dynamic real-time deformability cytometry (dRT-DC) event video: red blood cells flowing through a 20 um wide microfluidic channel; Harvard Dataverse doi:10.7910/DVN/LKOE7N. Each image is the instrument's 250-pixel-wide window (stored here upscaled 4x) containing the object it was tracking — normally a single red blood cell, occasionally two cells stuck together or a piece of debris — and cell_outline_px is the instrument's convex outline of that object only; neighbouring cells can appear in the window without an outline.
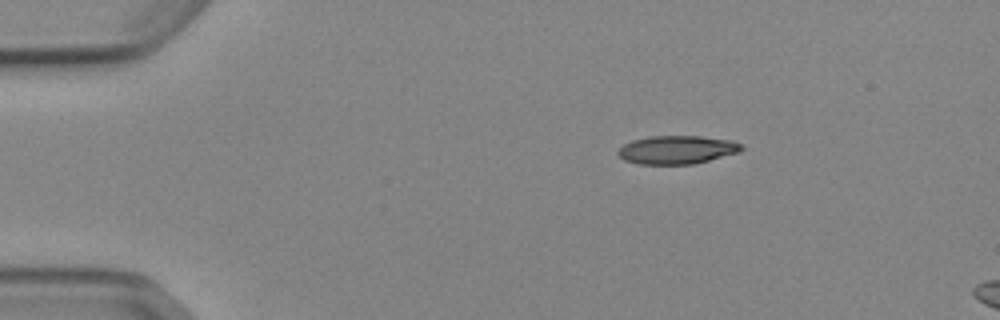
{"species": "Egyptian fruit bat (a non-hibernating species)", "species_latin": "Rousettus aegyptiacus", "temperature_condition": "cold", "stored_images_in_passage": 7, "camera_frame_rate_fps": 3000, "um_per_image_px": 0.085, "animal": {"sex": "female"}, "frame": {"image": 1, "passage_image": 1, "time_ms": 0.0, "image_size_px": [1000, 320], "cell_outline_px": [[744, 148], [740, 152], [692, 164], [640, 164], [624, 160], [616, 152], [624, 144], [632, 140], [648, 136], [700, 136], [732, 140], [744, 144]], "centroid_in_image_um": [57.57, 12.72], "position_along_channel_um": 27.4, "area_um2": 20.46}}